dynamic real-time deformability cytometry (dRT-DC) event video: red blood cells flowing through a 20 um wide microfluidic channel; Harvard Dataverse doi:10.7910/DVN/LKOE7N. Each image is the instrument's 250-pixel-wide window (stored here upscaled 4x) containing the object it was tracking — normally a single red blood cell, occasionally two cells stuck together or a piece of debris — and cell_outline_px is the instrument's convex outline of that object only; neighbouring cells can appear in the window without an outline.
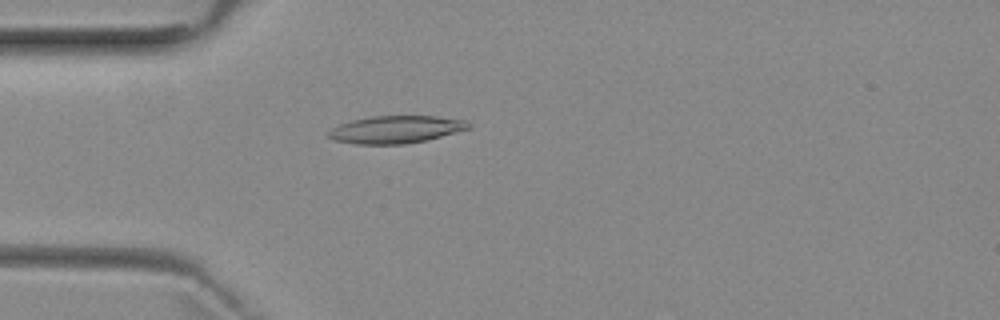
{"species": "common noctule bat (a hibernating species)", "species_latin": "Nyctalus noctula", "temperature_condition": "room temperature", "stored_images_in_passage": 4, "camera_frame_rate_fps": 3000, "um_per_image_px": 0.085, "animal": {"sex": "female", "body_mass_g": 29.2, "forearm_length_mm": 56.3}, "frame": {"image": 1, "passage_image": 4, "time_ms": 4.667, "image_size_px": [1000, 320], "cell_outline_px": [[472, 128], [424, 140], [404, 144], [356, 144], [336, 140], [328, 136], [328, 132], [332, 128], [340, 124], [352, 120], [372, 116], [436, 116], [464, 120], [472, 124]], "centroid_in_image_um": [33.66, 11.0], "position_along_channel_um": 51.3, "area_um2": 22.2}}